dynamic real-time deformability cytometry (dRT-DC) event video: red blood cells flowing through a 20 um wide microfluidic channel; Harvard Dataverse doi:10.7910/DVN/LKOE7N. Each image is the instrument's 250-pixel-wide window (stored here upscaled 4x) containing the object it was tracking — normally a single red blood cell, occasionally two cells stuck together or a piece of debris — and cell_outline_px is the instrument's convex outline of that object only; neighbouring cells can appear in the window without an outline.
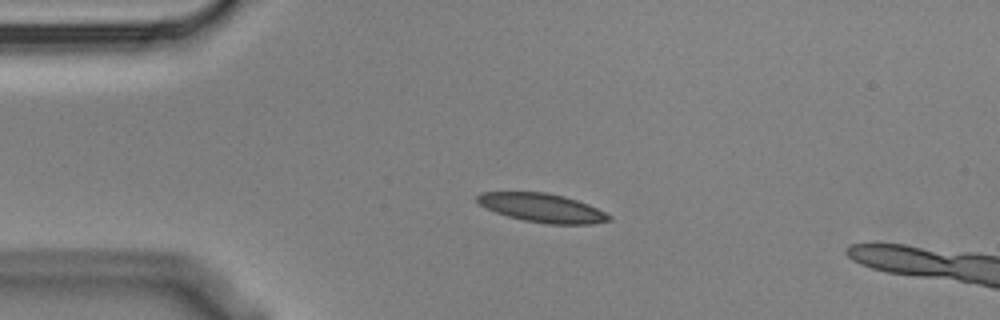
{"species": "Egyptian fruit bat (a non-hibernating species)", "species_latin": "Rousettus aegyptiacus", "temperature_condition": "cold", "stored_images_in_passage": 3, "camera_frame_rate_fps": 3000, "um_per_image_px": 0.085, "animal": {"sex": "male"}, "frame": {"image": 1, "passage_image": 1, "time_ms": 0.0, "image_size_px": [1000, 320], "cell_outline_px": [[612, 220], [592, 224], [548, 224], [524, 220], [508, 216], [496, 212], [480, 204], [476, 200], [476, 196], [480, 192], [544, 192], [564, 196], [588, 204], [612, 216]], "centroid_in_image_um": [46.1, 17.67], "position_along_channel_um": 38.9, "area_um2": 21.91}}